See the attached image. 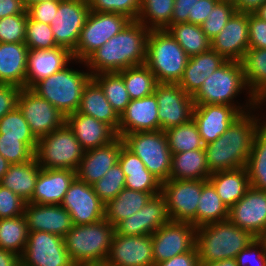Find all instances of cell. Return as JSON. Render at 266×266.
I'll list each match as a JSON object with an SVG mask.
<instances>
[{
  "label": "cell",
  "mask_w": 266,
  "mask_h": 266,
  "mask_svg": "<svg viewBox=\"0 0 266 266\" xmlns=\"http://www.w3.org/2000/svg\"><path fill=\"white\" fill-rule=\"evenodd\" d=\"M150 29L138 20H131L126 27L94 51L82 64L91 75L119 72L145 64L147 39Z\"/></svg>",
  "instance_id": "cell-1"
},
{
  "label": "cell",
  "mask_w": 266,
  "mask_h": 266,
  "mask_svg": "<svg viewBox=\"0 0 266 266\" xmlns=\"http://www.w3.org/2000/svg\"><path fill=\"white\" fill-rule=\"evenodd\" d=\"M255 112L253 109L242 114L223 135L204 146L211 173L246 167L255 134L259 129L258 114Z\"/></svg>",
  "instance_id": "cell-2"
},
{
  "label": "cell",
  "mask_w": 266,
  "mask_h": 266,
  "mask_svg": "<svg viewBox=\"0 0 266 266\" xmlns=\"http://www.w3.org/2000/svg\"><path fill=\"white\" fill-rule=\"evenodd\" d=\"M244 90L248 91L246 102L242 104L235 101ZM192 98L194 105H230L235 106L242 114L253 110L255 103V97L246 84L242 63L232 60H227L207 77Z\"/></svg>",
  "instance_id": "cell-3"
},
{
  "label": "cell",
  "mask_w": 266,
  "mask_h": 266,
  "mask_svg": "<svg viewBox=\"0 0 266 266\" xmlns=\"http://www.w3.org/2000/svg\"><path fill=\"white\" fill-rule=\"evenodd\" d=\"M114 234L115 227L105 218L92 224L73 225L64 236L65 248L76 266L104 265Z\"/></svg>",
  "instance_id": "cell-4"
},
{
  "label": "cell",
  "mask_w": 266,
  "mask_h": 266,
  "mask_svg": "<svg viewBox=\"0 0 266 266\" xmlns=\"http://www.w3.org/2000/svg\"><path fill=\"white\" fill-rule=\"evenodd\" d=\"M256 237L229 220L200 226L196 230L199 262H214L236 258Z\"/></svg>",
  "instance_id": "cell-5"
},
{
  "label": "cell",
  "mask_w": 266,
  "mask_h": 266,
  "mask_svg": "<svg viewBox=\"0 0 266 266\" xmlns=\"http://www.w3.org/2000/svg\"><path fill=\"white\" fill-rule=\"evenodd\" d=\"M37 82L31 89L40 97L48 100L65 116L77 112L83 89L92 78L88 69L78 70L70 67Z\"/></svg>",
  "instance_id": "cell-6"
},
{
  "label": "cell",
  "mask_w": 266,
  "mask_h": 266,
  "mask_svg": "<svg viewBox=\"0 0 266 266\" xmlns=\"http://www.w3.org/2000/svg\"><path fill=\"white\" fill-rule=\"evenodd\" d=\"M189 56L167 30H150L145 65L158 83H178Z\"/></svg>",
  "instance_id": "cell-7"
},
{
  "label": "cell",
  "mask_w": 266,
  "mask_h": 266,
  "mask_svg": "<svg viewBox=\"0 0 266 266\" xmlns=\"http://www.w3.org/2000/svg\"><path fill=\"white\" fill-rule=\"evenodd\" d=\"M84 152L73 131L65 123L38 139L34 157L41 168L76 171Z\"/></svg>",
  "instance_id": "cell-8"
},
{
  "label": "cell",
  "mask_w": 266,
  "mask_h": 266,
  "mask_svg": "<svg viewBox=\"0 0 266 266\" xmlns=\"http://www.w3.org/2000/svg\"><path fill=\"white\" fill-rule=\"evenodd\" d=\"M122 139L151 174L161 182L170 179L172 153L164 131L133 132L125 134Z\"/></svg>",
  "instance_id": "cell-9"
},
{
  "label": "cell",
  "mask_w": 266,
  "mask_h": 266,
  "mask_svg": "<svg viewBox=\"0 0 266 266\" xmlns=\"http://www.w3.org/2000/svg\"><path fill=\"white\" fill-rule=\"evenodd\" d=\"M130 21L120 13L90 11L72 52L73 59L85 61L110 38L121 32Z\"/></svg>",
  "instance_id": "cell-10"
},
{
  "label": "cell",
  "mask_w": 266,
  "mask_h": 266,
  "mask_svg": "<svg viewBox=\"0 0 266 266\" xmlns=\"http://www.w3.org/2000/svg\"><path fill=\"white\" fill-rule=\"evenodd\" d=\"M207 181L169 179L162 182L161 194L171 221L189 222L197 228L198 201Z\"/></svg>",
  "instance_id": "cell-11"
},
{
  "label": "cell",
  "mask_w": 266,
  "mask_h": 266,
  "mask_svg": "<svg viewBox=\"0 0 266 266\" xmlns=\"http://www.w3.org/2000/svg\"><path fill=\"white\" fill-rule=\"evenodd\" d=\"M21 266H76L66 251L64 237L42 231H29Z\"/></svg>",
  "instance_id": "cell-12"
},
{
  "label": "cell",
  "mask_w": 266,
  "mask_h": 266,
  "mask_svg": "<svg viewBox=\"0 0 266 266\" xmlns=\"http://www.w3.org/2000/svg\"><path fill=\"white\" fill-rule=\"evenodd\" d=\"M17 107L37 139L61 128L66 123V116L31 88L21 89Z\"/></svg>",
  "instance_id": "cell-13"
},
{
  "label": "cell",
  "mask_w": 266,
  "mask_h": 266,
  "mask_svg": "<svg viewBox=\"0 0 266 266\" xmlns=\"http://www.w3.org/2000/svg\"><path fill=\"white\" fill-rule=\"evenodd\" d=\"M158 103L159 130L165 131L193 119L194 102L178 83H157L155 92Z\"/></svg>",
  "instance_id": "cell-14"
},
{
  "label": "cell",
  "mask_w": 266,
  "mask_h": 266,
  "mask_svg": "<svg viewBox=\"0 0 266 266\" xmlns=\"http://www.w3.org/2000/svg\"><path fill=\"white\" fill-rule=\"evenodd\" d=\"M197 228L189 222L169 221L152 235L154 264L192 251L196 246Z\"/></svg>",
  "instance_id": "cell-15"
},
{
  "label": "cell",
  "mask_w": 266,
  "mask_h": 266,
  "mask_svg": "<svg viewBox=\"0 0 266 266\" xmlns=\"http://www.w3.org/2000/svg\"><path fill=\"white\" fill-rule=\"evenodd\" d=\"M89 12L88 0H60L50 25L57 46L75 50Z\"/></svg>",
  "instance_id": "cell-16"
},
{
  "label": "cell",
  "mask_w": 266,
  "mask_h": 266,
  "mask_svg": "<svg viewBox=\"0 0 266 266\" xmlns=\"http://www.w3.org/2000/svg\"><path fill=\"white\" fill-rule=\"evenodd\" d=\"M70 214L73 225L96 223L104 219L105 204L89 185L77 177L71 183L61 204Z\"/></svg>",
  "instance_id": "cell-17"
},
{
  "label": "cell",
  "mask_w": 266,
  "mask_h": 266,
  "mask_svg": "<svg viewBox=\"0 0 266 266\" xmlns=\"http://www.w3.org/2000/svg\"><path fill=\"white\" fill-rule=\"evenodd\" d=\"M105 266H154L151 235L124 236L115 232Z\"/></svg>",
  "instance_id": "cell-18"
},
{
  "label": "cell",
  "mask_w": 266,
  "mask_h": 266,
  "mask_svg": "<svg viewBox=\"0 0 266 266\" xmlns=\"http://www.w3.org/2000/svg\"><path fill=\"white\" fill-rule=\"evenodd\" d=\"M228 220L259 238L266 228V191L250 186L245 195L229 208Z\"/></svg>",
  "instance_id": "cell-19"
},
{
  "label": "cell",
  "mask_w": 266,
  "mask_h": 266,
  "mask_svg": "<svg viewBox=\"0 0 266 266\" xmlns=\"http://www.w3.org/2000/svg\"><path fill=\"white\" fill-rule=\"evenodd\" d=\"M211 48L226 60L241 62L249 48L248 13L235 12L211 40Z\"/></svg>",
  "instance_id": "cell-20"
},
{
  "label": "cell",
  "mask_w": 266,
  "mask_h": 266,
  "mask_svg": "<svg viewBox=\"0 0 266 266\" xmlns=\"http://www.w3.org/2000/svg\"><path fill=\"white\" fill-rule=\"evenodd\" d=\"M241 115L235 106L230 105H195L193 110V120L205 145L223 135Z\"/></svg>",
  "instance_id": "cell-21"
},
{
  "label": "cell",
  "mask_w": 266,
  "mask_h": 266,
  "mask_svg": "<svg viewBox=\"0 0 266 266\" xmlns=\"http://www.w3.org/2000/svg\"><path fill=\"white\" fill-rule=\"evenodd\" d=\"M157 130H159L158 103L154 94L130 100L126 109L119 116V137L133 132Z\"/></svg>",
  "instance_id": "cell-22"
},
{
  "label": "cell",
  "mask_w": 266,
  "mask_h": 266,
  "mask_svg": "<svg viewBox=\"0 0 266 266\" xmlns=\"http://www.w3.org/2000/svg\"><path fill=\"white\" fill-rule=\"evenodd\" d=\"M124 144L122 137H117L111 143L86 150L76 170V177L93 185L118 163L119 153Z\"/></svg>",
  "instance_id": "cell-23"
},
{
  "label": "cell",
  "mask_w": 266,
  "mask_h": 266,
  "mask_svg": "<svg viewBox=\"0 0 266 266\" xmlns=\"http://www.w3.org/2000/svg\"><path fill=\"white\" fill-rule=\"evenodd\" d=\"M72 53L57 46L52 49H32L27 55L26 88L74 63Z\"/></svg>",
  "instance_id": "cell-24"
},
{
  "label": "cell",
  "mask_w": 266,
  "mask_h": 266,
  "mask_svg": "<svg viewBox=\"0 0 266 266\" xmlns=\"http://www.w3.org/2000/svg\"><path fill=\"white\" fill-rule=\"evenodd\" d=\"M28 231H42L64 237L73 227L69 212L61 205L26 203Z\"/></svg>",
  "instance_id": "cell-25"
},
{
  "label": "cell",
  "mask_w": 266,
  "mask_h": 266,
  "mask_svg": "<svg viewBox=\"0 0 266 266\" xmlns=\"http://www.w3.org/2000/svg\"><path fill=\"white\" fill-rule=\"evenodd\" d=\"M66 124L85 151L105 146L118 137L110 125L79 112L67 115Z\"/></svg>",
  "instance_id": "cell-26"
},
{
  "label": "cell",
  "mask_w": 266,
  "mask_h": 266,
  "mask_svg": "<svg viewBox=\"0 0 266 266\" xmlns=\"http://www.w3.org/2000/svg\"><path fill=\"white\" fill-rule=\"evenodd\" d=\"M75 178L76 171L70 169L41 168L28 203L60 205Z\"/></svg>",
  "instance_id": "cell-27"
},
{
  "label": "cell",
  "mask_w": 266,
  "mask_h": 266,
  "mask_svg": "<svg viewBox=\"0 0 266 266\" xmlns=\"http://www.w3.org/2000/svg\"><path fill=\"white\" fill-rule=\"evenodd\" d=\"M227 60L212 48L189 57L178 85L189 95H194L205 79L222 66Z\"/></svg>",
  "instance_id": "cell-28"
},
{
  "label": "cell",
  "mask_w": 266,
  "mask_h": 266,
  "mask_svg": "<svg viewBox=\"0 0 266 266\" xmlns=\"http://www.w3.org/2000/svg\"><path fill=\"white\" fill-rule=\"evenodd\" d=\"M118 163L126 177L125 188L146 193H161L162 182L151 174L139 157L124 144Z\"/></svg>",
  "instance_id": "cell-29"
},
{
  "label": "cell",
  "mask_w": 266,
  "mask_h": 266,
  "mask_svg": "<svg viewBox=\"0 0 266 266\" xmlns=\"http://www.w3.org/2000/svg\"><path fill=\"white\" fill-rule=\"evenodd\" d=\"M25 43H0V83L26 88L27 55Z\"/></svg>",
  "instance_id": "cell-30"
},
{
  "label": "cell",
  "mask_w": 266,
  "mask_h": 266,
  "mask_svg": "<svg viewBox=\"0 0 266 266\" xmlns=\"http://www.w3.org/2000/svg\"><path fill=\"white\" fill-rule=\"evenodd\" d=\"M77 112L110 125L118 135L119 115L108 102L103 89L91 78L85 85Z\"/></svg>",
  "instance_id": "cell-31"
},
{
  "label": "cell",
  "mask_w": 266,
  "mask_h": 266,
  "mask_svg": "<svg viewBox=\"0 0 266 266\" xmlns=\"http://www.w3.org/2000/svg\"><path fill=\"white\" fill-rule=\"evenodd\" d=\"M208 181L228 209L238 202L250 187L246 167L213 172Z\"/></svg>",
  "instance_id": "cell-32"
},
{
  "label": "cell",
  "mask_w": 266,
  "mask_h": 266,
  "mask_svg": "<svg viewBox=\"0 0 266 266\" xmlns=\"http://www.w3.org/2000/svg\"><path fill=\"white\" fill-rule=\"evenodd\" d=\"M40 169L35 157L27 163L10 164L0 184L28 203L32 199Z\"/></svg>",
  "instance_id": "cell-33"
},
{
  "label": "cell",
  "mask_w": 266,
  "mask_h": 266,
  "mask_svg": "<svg viewBox=\"0 0 266 266\" xmlns=\"http://www.w3.org/2000/svg\"><path fill=\"white\" fill-rule=\"evenodd\" d=\"M211 174L204 148L172 154L170 179L208 180Z\"/></svg>",
  "instance_id": "cell-34"
},
{
  "label": "cell",
  "mask_w": 266,
  "mask_h": 266,
  "mask_svg": "<svg viewBox=\"0 0 266 266\" xmlns=\"http://www.w3.org/2000/svg\"><path fill=\"white\" fill-rule=\"evenodd\" d=\"M124 188L114 199L105 204L104 218L114 227L122 220L139 211L153 195Z\"/></svg>",
  "instance_id": "cell-35"
},
{
  "label": "cell",
  "mask_w": 266,
  "mask_h": 266,
  "mask_svg": "<svg viewBox=\"0 0 266 266\" xmlns=\"http://www.w3.org/2000/svg\"><path fill=\"white\" fill-rule=\"evenodd\" d=\"M241 63L252 95L255 98L266 95V48H248Z\"/></svg>",
  "instance_id": "cell-36"
},
{
  "label": "cell",
  "mask_w": 266,
  "mask_h": 266,
  "mask_svg": "<svg viewBox=\"0 0 266 266\" xmlns=\"http://www.w3.org/2000/svg\"><path fill=\"white\" fill-rule=\"evenodd\" d=\"M167 31L189 57L211 49V40L202 31L200 25L192 23L172 24Z\"/></svg>",
  "instance_id": "cell-37"
},
{
  "label": "cell",
  "mask_w": 266,
  "mask_h": 266,
  "mask_svg": "<svg viewBox=\"0 0 266 266\" xmlns=\"http://www.w3.org/2000/svg\"><path fill=\"white\" fill-rule=\"evenodd\" d=\"M122 77L131 100L141 99L155 92L157 80L145 65L133 66L118 72Z\"/></svg>",
  "instance_id": "cell-38"
},
{
  "label": "cell",
  "mask_w": 266,
  "mask_h": 266,
  "mask_svg": "<svg viewBox=\"0 0 266 266\" xmlns=\"http://www.w3.org/2000/svg\"><path fill=\"white\" fill-rule=\"evenodd\" d=\"M197 228L214 222L228 220V208L218 196L213 185L207 181L198 201Z\"/></svg>",
  "instance_id": "cell-39"
},
{
  "label": "cell",
  "mask_w": 266,
  "mask_h": 266,
  "mask_svg": "<svg viewBox=\"0 0 266 266\" xmlns=\"http://www.w3.org/2000/svg\"><path fill=\"white\" fill-rule=\"evenodd\" d=\"M28 233L25 215L0 219V248L21 256L26 247Z\"/></svg>",
  "instance_id": "cell-40"
},
{
  "label": "cell",
  "mask_w": 266,
  "mask_h": 266,
  "mask_svg": "<svg viewBox=\"0 0 266 266\" xmlns=\"http://www.w3.org/2000/svg\"><path fill=\"white\" fill-rule=\"evenodd\" d=\"M169 149L172 154L203 149L205 144L193 119L165 131Z\"/></svg>",
  "instance_id": "cell-41"
},
{
  "label": "cell",
  "mask_w": 266,
  "mask_h": 266,
  "mask_svg": "<svg viewBox=\"0 0 266 266\" xmlns=\"http://www.w3.org/2000/svg\"><path fill=\"white\" fill-rule=\"evenodd\" d=\"M250 186L266 191V133L260 128L246 164Z\"/></svg>",
  "instance_id": "cell-42"
},
{
  "label": "cell",
  "mask_w": 266,
  "mask_h": 266,
  "mask_svg": "<svg viewBox=\"0 0 266 266\" xmlns=\"http://www.w3.org/2000/svg\"><path fill=\"white\" fill-rule=\"evenodd\" d=\"M175 0H141L137 20L150 30H163L170 23Z\"/></svg>",
  "instance_id": "cell-43"
},
{
  "label": "cell",
  "mask_w": 266,
  "mask_h": 266,
  "mask_svg": "<svg viewBox=\"0 0 266 266\" xmlns=\"http://www.w3.org/2000/svg\"><path fill=\"white\" fill-rule=\"evenodd\" d=\"M92 78L103 89L108 102L120 116L131 100L128 91L126 90L123 77L118 72H113L99 73L93 75Z\"/></svg>",
  "instance_id": "cell-44"
},
{
  "label": "cell",
  "mask_w": 266,
  "mask_h": 266,
  "mask_svg": "<svg viewBox=\"0 0 266 266\" xmlns=\"http://www.w3.org/2000/svg\"><path fill=\"white\" fill-rule=\"evenodd\" d=\"M140 235H152L157 229L170 221L166 201L159 193L139 210Z\"/></svg>",
  "instance_id": "cell-45"
},
{
  "label": "cell",
  "mask_w": 266,
  "mask_h": 266,
  "mask_svg": "<svg viewBox=\"0 0 266 266\" xmlns=\"http://www.w3.org/2000/svg\"><path fill=\"white\" fill-rule=\"evenodd\" d=\"M0 134L3 138H21V141L35 153L38 139L31 132L18 107L0 119Z\"/></svg>",
  "instance_id": "cell-46"
},
{
  "label": "cell",
  "mask_w": 266,
  "mask_h": 266,
  "mask_svg": "<svg viewBox=\"0 0 266 266\" xmlns=\"http://www.w3.org/2000/svg\"><path fill=\"white\" fill-rule=\"evenodd\" d=\"M126 177L119 163L115 164L92 187L100 200L106 204L114 199L125 188Z\"/></svg>",
  "instance_id": "cell-47"
},
{
  "label": "cell",
  "mask_w": 266,
  "mask_h": 266,
  "mask_svg": "<svg viewBox=\"0 0 266 266\" xmlns=\"http://www.w3.org/2000/svg\"><path fill=\"white\" fill-rule=\"evenodd\" d=\"M25 44L29 50L57 47L51 26L27 17Z\"/></svg>",
  "instance_id": "cell-48"
},
{
  "label": "cell",
  "mask_w": 266,
  "mask_h": 266,
  "mask_svg": "<svg viewBox=\"0 0 266 266\" xmlns=\"http://www.w3.org/2000/svg\"><path fill=\"white\" fill-rule=\"evenodd\" d=\"M235 12L236 9L232 0H219L207 19L200 25L202 31L212 40L225 27Z\"/></svg>",
  "instance_id": "cell-49"
},
{
  "label": "cell",
  "mask_w": 266,
  "mask_h": 266,
  "mask_svg": "<svg viewBox=\"0 0 266 266\" xmlns=\"http://www.w3.org/2000/svg\"><path fill=\"white\" fill-rule=\"evenodd\" d=\"M90 11L120 13L131 20H137L141 0H88Z\"/></svg>",
  "instance_id": "cell-50"
},
{
  "label": "cell",
  "mask_w": 266,
  "mask_h": 266,
  "mask_svg": "<svg viewBox=\"0 0 266 266\" xmlns=\"http://www.w3.org/2000/svg\"><path fill=\"white\" fill-rule=\"evenodd\" d=\"M28 14H16L0 19V43H25Z\"/></svg>",
  "instance_id": "cell-51"
},
{
  "label": "cell",
  "mask_w": 266,
  "mask_h": 266,
  "mask_svg": "<svg viewBox=\"0 0 266 266\" xmlns=\"http://www.w3.org/2000/svg\"><path fill=\"white\" fill-rule=\"evenodd\" d=\"M0 154L10 164L27 163L35 153L21 141V138H3L0 134Z\"/></svg>",
  "instance_id": "cell-52"
},
{
  "label": "cell",
  "mask_w": 266,
  "mask_h": 266,
  "mask_svg": "<svg viewBox=\"0 0 266 266\" xmlns=\"http://www.w3.org/2000/svg\"><path fill=\"white\" fill-rule=\"evenodd\" d=\"M26 203L16 193L0 184V219L24 215Z\"/></svg>",
  "instance_id": "cell-53"
},
{
  "label": "cell",
  "mask_w": 266,
  "mask_h": 266,
  "mask_svg": "<svg viewBox=\"0 0 266 266\" xmlns=\"http://www.w3.org/2000/svg\"><path fill=\"white\" fill-rule=\"evenodd\" d=\"M238 266H266V248L263 242L256 238L236 256Z\"/></svg>",
  "instance_id": "cell-54"
},
{
  "label": "cell",
  "mask_w": 266,
  "mask_h": 266,
  "mask_svg": "<svg viewBox=\"0 0 266 266\" xmlns=\"http://www.w3.org/2000/svg\"><path fill=\"white\" fill-rule=\"evenodd\" d=\"M249 48H266V21L255 13L248 14Z\"/></svg>",
  "instance_id": "cell-55"
},
{
  "label": "cell",
  "mask_w": 266,
  "mask_h": 266,
  "mask_svg": "<svg viewBox=\"0 0 266 266\" xmlns=\"http://www.w3.org/2000/svg\"><path fill=\"white\" fill-rule=\"evenodd\" d=\"M60 0L45 1L31 5L27 9L28 16L32 20L51 25L59 6Z\"/></svg>",
  "instance_id": "cell-56"
},
{
  "label": "cell",
  "mask_w": 266,
  "mask_h": 266,
  "mask_svg": "<svg viewBox=\"0 0 266 266\" xmlns=\"http://www.w3.org/2000/svg\"><path fill=\"white\" fill-rule=\"evenodd\" d=\"M21 88L0 83V119L17 107L18 95Z\"/></svg>",
  "instance_id": "cell-57"
},
{
  "label": "cell",
  "mask_w": 266,
  "mask_h": 266,
  "mask_svg": "<svg viewBox=\"0 0 266 266\" xmlns=\"http://www.w3.org/2000/svg\"><path fill=\"white\" fill-rule=\"evenodd\" d=\"M197 2L199 0H175L171 23L164 30L172 24L188 23V17H194V7Z\"/></svg>",
  "instance_id": "cell-58"
},
{
  "label": "cell",
  "mask_w": 266,
  "mask_h": 266,
  "mask_svg": "<svg viewBox=\"0 0 266 266\" xmlns=\"http://www.w3.org/2000/svg\"><path fill=\"white\" fill-rule=\"evenodd\" d=\"M199 258L196 247L192 251L177 255L154 266H198Z\"/></svg>",
  "instance_id": "cell-59"
},
{
  "label": "cell",
  "mask_w": 266,
  "mask_h": 266,
  "mask_svg": "<svg viewBox=\"0 0 266 266\" xmlns=\"http://www.w3.org/2000/svg\"><path fill=\"white\" fill-rule=\"evenodd\" d=\"M219 0H199L194 7V17H188V23L201 25L210 15L212 8Z\"/></svg>",
  "instance_id": "cell-60"
},
{
  "label": "cell",
  "mask_w": 266,
  "mask_h": 266,
  "mask_svg": "<svg viewBox=\"0 0 266 266\" xmlns=\"http://www.w3.org/2000/svg\"><path fill=\"white\" fill-rule=\"evenodd\" d=\"M115 232L124 236L140 235L139 211L122 220L115 227Z\"/></svg>",
  "instance_id": "cell-61"
},
{
  "label": "cell",
  "mask_w": 266,
  "mask_h": 266,
  "mask_svg": "<svg viewBox=\"0 0 266 266\" xmlns=\"http://www.w3.org/2000/svg\"><path fill=\"white\" fill-rule=\"evenodd\" d=\"M16 14H28L22 0H0V19Z\"/></svg>",
  "instance_id": "cell-62"
},
{
  "label": "cell",
  "mask_w": 266,
  "mask_h": 266,
  "mask_svg": "<svg viewBox=\"0 0 266 266\" xmlns=\"http://www.w3.org/2000/svg\"><path fill=\"white\" fill-rule=\"evenodd\" d=\"M235 5L236 12L255 13L266 0H232Z\"/></svg>",
  "instance_id": "cell-63"
},
{
  "label": "cell",
  "mask_w": 266,
  "mask_h": 266,
  "mask_svg": "<svg viewBox=\"0 0 266 266\" xmlns=\"http://www.w3.org/2000/svg\"><path fill=\"white\" fill-rule=\"evenodd\" d=\"M0 266H20V256L0 248Z\"/></svg>",
  "instance_id": "cell-64"
},
{
  "label": "cell",
  "mask_w": 266,
  "mask_h": 266,
  "mask_svg": "<svg viewBox=\"0 0 266 266\" xmlns=\"http://www.w3.org/2000/svg\"><path fill=\"white\" fill-rule=\"evenodd\" d=\"M266 95H261V96H258L255 98V103H254V109L257 110L258 112V109H262L263 108V105L265 106L266 105ZM264 103V104H263ZM262 106V108H260ZM258 114V119H259V128L266 133V118L264 119L263 117L266 116V115H263L261 114V118H260V115L259 113ZM262 118H263V121H262Z\"/></svg>",
  "instance_id": "cell-65"
},
{
  "label": "cell",
  "mask_w": 266,
  "mask_h": 266,
  "mask_svg": "<svg viewBox=\"0 0 266 266\" xmlns=\"http://www.w3.org/2000/svg\"><path fill=\"white\" fill-rule=\"evenodd\" d=\"M198 266H238L236 258L223 259L214 262H199Z\"/></svg>",
  "instance_id": "cell-66"
},
{
  "label": "cell",
  "mask_w": 266,
  "mask_h": 266,
  "mask_svg": "<svg viewBox=\"0 0 266 266\" xmlns=\"http://www.w3.org/2000/svg\"><path fill=\"white\" fill-rule=\"evenodd\" d=\"M9 166L10 163L0 154V183Z\"/></svg>",
  "instance_id": "cell-67"
},
{
  "label": "cell",
  "mask_w": 266,
  "mask_h": 266,
  "mask_svg": "<svg viewBox=\"0 0 266 266\" xmlns=\"http://www.w3.org/2000/svg\"><path fill=\"white\" fill-rule=\"evenodd\" d=\"M255 14L266 21V2L255 12Z\"/></svg>",
  "instance_id": "cell-68"
},
{
  "label": "cell",
  "mask_w": 266,
  "mask_h": 266,
  "mask_svg": "<svg viewBox=\"0 0 266 266\" xmlns=\"http://www.w3.org/2000/svg\"><path fill=\"white\" fill-rule=\"evenodd\" d=\"M45 1H54V0H22V3L27 10L31 5Z\"/></svg>",
  "instance_id": "cell-69"
},
{
  "label": "cell",
  "mask_w": 266,
  "mask_h": 266,
  "mask_svg": "<svg viewBox=\"0 0 266 266\" xmlns=\"http://www.w3.org/2000/svg\"><path fill=\"white\" fill-rule=\"evenodd\" d=\"M259 239L263 242L265 248H266V228L264 232L260 235Z\"/></svg>",
  "instance_id": "cell-70"
}]
</instances>
